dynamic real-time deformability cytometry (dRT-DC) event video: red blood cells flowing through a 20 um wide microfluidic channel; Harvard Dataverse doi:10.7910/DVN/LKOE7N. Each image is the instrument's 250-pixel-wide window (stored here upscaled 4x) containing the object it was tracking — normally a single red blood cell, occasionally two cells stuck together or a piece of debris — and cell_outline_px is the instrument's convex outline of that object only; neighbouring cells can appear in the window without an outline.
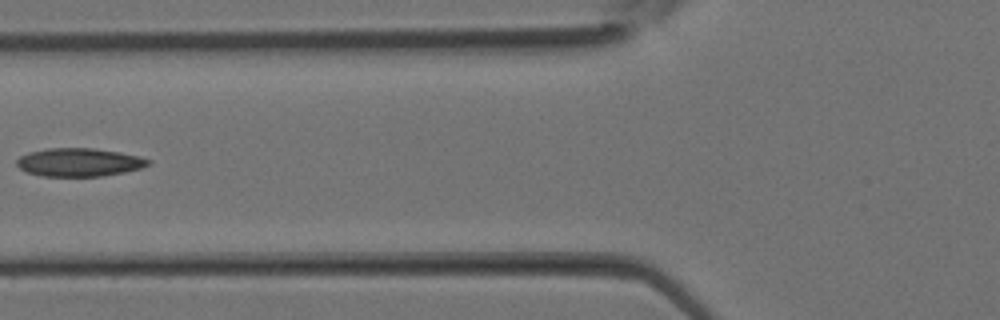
{"species": "Egyptian fruit bat (a non-hibernating species)", "species_latin": "Rousettus aegyptiacus", "temperature_condition": "room temperature", "stored_images_in_passage": 8, "camera_frame_rate_fps": 3000, "um_per_image_px": 0.085, "animal": {"sex": "female"}, "frame": {"image": 1, "passage_image": 5, "time_ms": 1.333, "image_size_px": [1000, 320], "cell_outline_px": [[152, 160], [148, 164], [140, 168], [124, 172], [100, 176], [44, 176], [28, 172], [20, 168], [16, 164], [16, 160], [20, 156], [28, 152], [48, 148], [92, 148], [120, 152], [140, 156]], "centroid_in_image_um": [6.72, 13.78], "position_along_channel_um": 119.1, "area_um2": 21.56}}
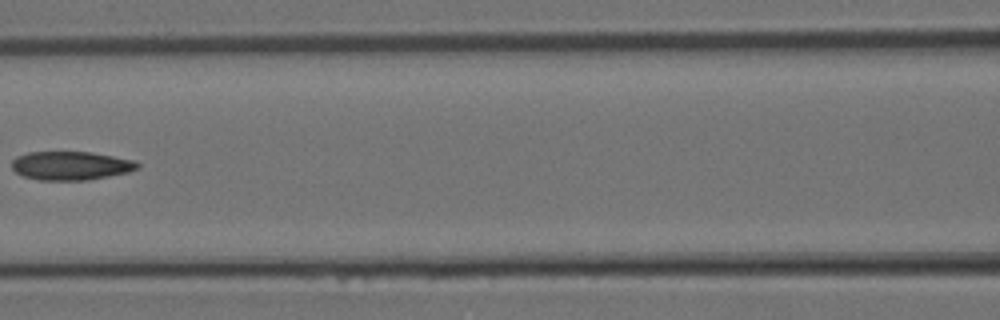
{"frame": {"image": 2, "passage_image": 7, "time_ms": 2.0, "image_size_px": [1000, 320], "cell_outline_px": [[140, 168], [128, 172], [88, 180], [40, 180], [24, 176], [16, 172], [12, 168], [12, 160], [16, 156], [28, 152], [92, 152], [136, 160], [140, 164]], "centroid_in_image_um": [6.05, 14.07], "position_along_channel_um": 160.6, "area_um2": 21.1}}